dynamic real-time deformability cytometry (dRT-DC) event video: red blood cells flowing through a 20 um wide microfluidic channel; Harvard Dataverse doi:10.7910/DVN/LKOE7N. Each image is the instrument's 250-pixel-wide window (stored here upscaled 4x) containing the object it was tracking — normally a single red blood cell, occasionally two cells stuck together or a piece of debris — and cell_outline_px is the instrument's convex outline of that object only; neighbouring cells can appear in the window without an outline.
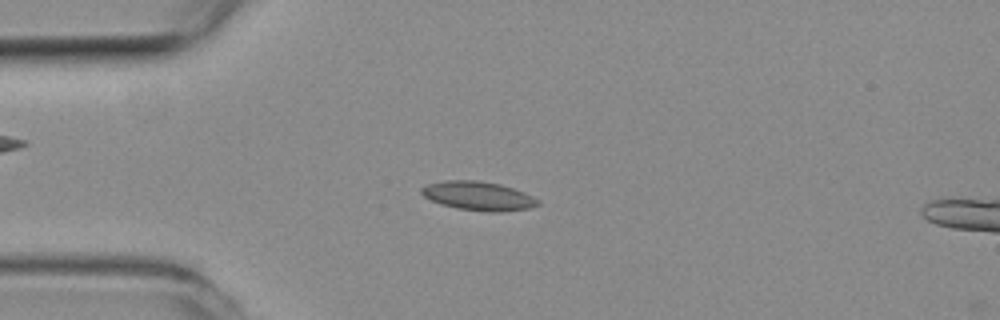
{"species": "common noctule bat (a hibernating species)", "species_latin": "Nyctalus noctula", "temperature_condition": "room temperature", "stored_images_in_passage": 16, "camera_frame_rate_fps": 3000, "um_per_image_px": 0.085, "animal": {"sex": "female", "body_mass_g": 19.3, "forearm_length_mm": 54.1}, "frame": {"image": 1, "passage_image": 13, "time_ms": 4.0, "image_size_px": [1000, 320], "cell_outline_px": [[540, 204], [528, 208], [504, 212], [484, 212], [456, 208], [440, 204], [424, 196], [420, 192], [420, 188], [428, 184], [444, 180], [476, 180], [500, 184], [524, 192], [540, 200]], "centroid_in_image_um": [40.65, 16.66], "position_along_channel_um": 44.3, "area_um2": 19.71}}